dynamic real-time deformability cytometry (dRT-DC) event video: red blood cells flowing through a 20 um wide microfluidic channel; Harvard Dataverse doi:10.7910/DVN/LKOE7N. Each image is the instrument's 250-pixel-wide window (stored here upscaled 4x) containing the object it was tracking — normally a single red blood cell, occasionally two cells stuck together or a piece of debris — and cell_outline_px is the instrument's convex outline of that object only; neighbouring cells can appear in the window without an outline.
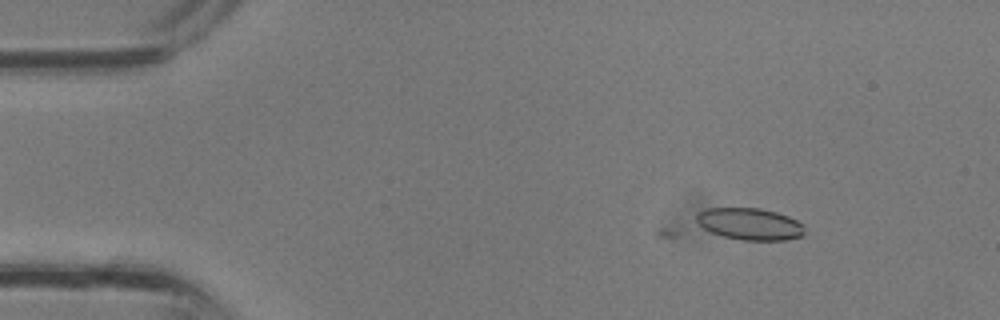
{"species": "common noctule bat (a hibernating species)", "species_latin": "Nyctalus noctula", "temperature_condition": "room temperature", "stored_images_in_passage": 7, "camera_frame_rate_fps": 3000, "um_per_image_px": 0.085, "animal": {"sex": "male", "body_mass_g": 13.3}, "frame": {"image": 1, "passage_image": 2, "time_ms": 0.333, "image_size_px": [1000, 320], "cell_outline_px": [[804, 236], [784, 240], [740, 240], [724, 236], [712, 232], [704, 228], [696, 220], [696, 216], [700, 212], [708, 208], [760, 208], [776, 212], [788, 216], [804, 224]], "centroid_in_image_um": [63.78, 19.04], "position_along_channel_um": 21.2, "area_um2": 20.0}}